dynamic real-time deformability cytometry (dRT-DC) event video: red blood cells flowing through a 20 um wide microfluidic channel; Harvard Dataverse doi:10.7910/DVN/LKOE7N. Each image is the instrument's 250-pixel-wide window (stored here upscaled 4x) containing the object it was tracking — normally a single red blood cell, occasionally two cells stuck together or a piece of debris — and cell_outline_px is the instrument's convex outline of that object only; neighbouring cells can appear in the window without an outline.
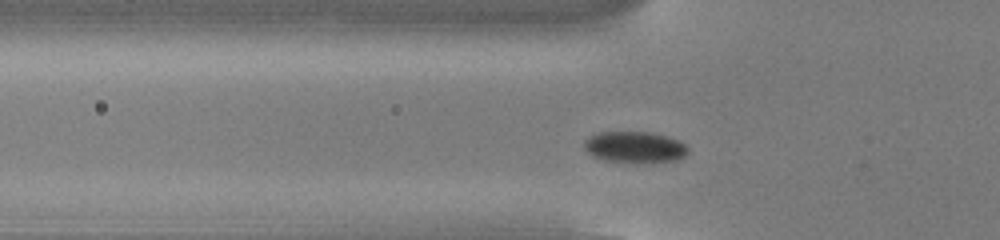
{"species": "common noctule bat (a hibernating species)", "species_latin": "Nyctalus noctula", "temperature_condition": "cold", "stored_images_in_passage": 45, "camera_frame_rate_fps": 3000, "um_per_image_px": 0.085, "animal": {"sex": "male", "body_mass_g": 13.0, "forearm_length_mm": 53.1}, "frame": {"image": 1, "passage_image": 8, "time_ms": 2.333, "image_size_px": [1000, 240], "cell_outline_px": [[688, 152], [684, 156], [676, 160], [644, 164], [636, 164], [600, 160], [592, 156], [584, 148], [584, 140], [588, 136], [600, 132], [648, 132], [668, 136], [680, 140], [688, 148]], "centroid_in_image_um": [53.94, 12.53], "position_along_channel_um": 71.9, "area_um2": 19.54}}
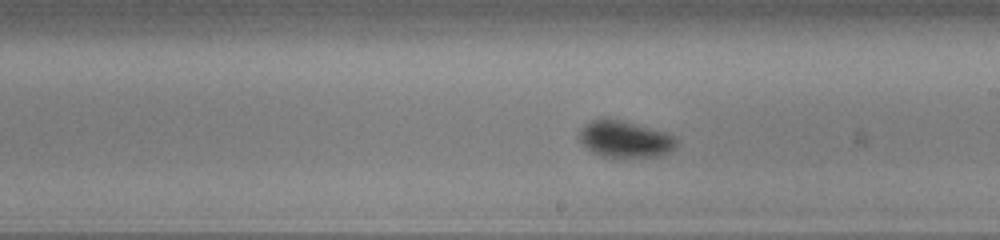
{"frame": {"image": 2, "passage_image": 21, "time_ms": 6.667, "image_size_px": [1000, 240], "cell_outline_px": [[680, 144], [676, 148], [660, 156], [624, 160], [600, 156], [592, 152], [576, 136], [580, 128], [584, 124], [592, 120], [604, 116], [668, 132], [680, 140]], "centroid_in_image_um": [53.15, 11.85], "position_along_channel_um": 235.9, "area_um2": 21.96}}
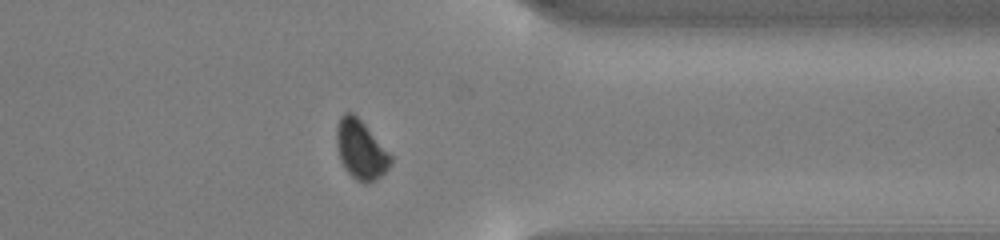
{"frame": {"image": 3, "passage_image": 33, "time_ms": 10.667, "image_size_px": [1000, 240], "cell_outline_px": [[392, 164], [376, 180], [368, 184], [364, 184], [356, 180], [344, 168], [340, 160], [336, 144], [336, 128], [340, 116], [344, 112], [352, 112], [364, 124], [392, 156]], "centroid_in_image_um": [30.65, 12.74], "position_along_channel_um": 380.8, "area_um2": 18.61}, "authors_computed_cell_mechanics": {"area_um2": 19.074, "velocity_mm_per_s": 3.7934, "shape_relaxation_time_tau1_ms": 1.2408, "shape_relaxation_time_tau2_ms": null, "deformation_change_tau1": 0.0785, "deformation_change_tau2": null}}